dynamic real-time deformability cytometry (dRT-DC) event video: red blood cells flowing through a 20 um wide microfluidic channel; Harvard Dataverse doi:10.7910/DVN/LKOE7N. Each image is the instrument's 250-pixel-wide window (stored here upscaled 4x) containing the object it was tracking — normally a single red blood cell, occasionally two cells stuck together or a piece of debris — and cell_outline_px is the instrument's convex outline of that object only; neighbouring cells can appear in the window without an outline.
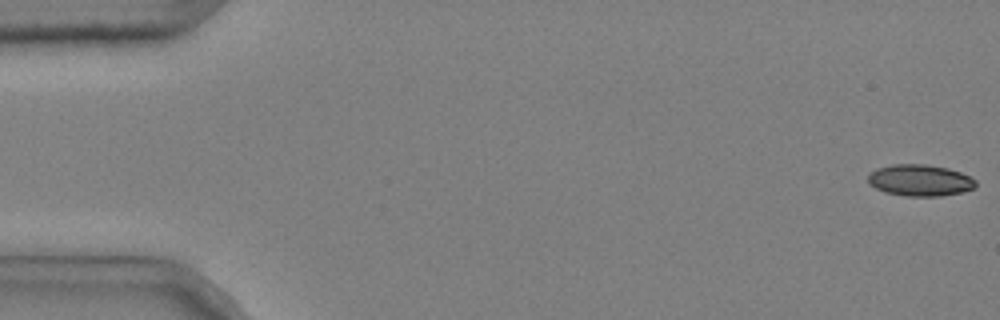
{"species": "common noctule bat (a hibernating species)", "species_latin": "Nyctalus noctula", "temperature_condition": "cold", "stored_images_in_passage": 52, "camera_frame_rate_fps": 3000, "um_per_image_px": 0.085, "animal": {"sex": "male", "body_mass_g": 20.4}, "frame": {"image": 1, "passage_image": 1, "time_ms": 0.0, "image_size_px": [1000, 320], "cell_outline_px": [[976, 184], [972, 188], [960, 192], [940, 196], [904, 196], [884, 192], [868, 184], [868, 176], [876, 168], [892, 164], [924, 164], [948, 168], [960, 172], [976, 180]], "centroid_in_image_um": [78.15, 15.32], "position_along_channel_um": 6.8, "area_um2": 19.71}}
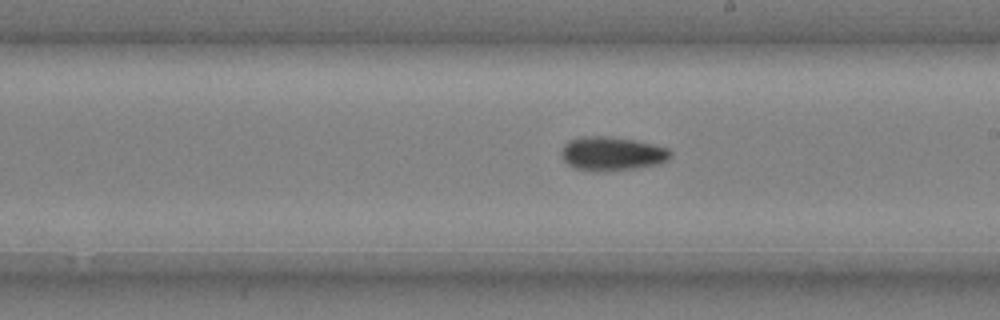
{"frame": {"image": 2, "passage_image": 31, "time_ms": 10.0, "image_size_px": [1000, 320], "cell_outline_px": [[672, 156], [668, 160], [660, 164], [636, 168], [596, 172], [576, 168], [568, 164], [564, 160], [560, 152], [564, 144], [568, 140], [580, 136], [608, 136], [632, 140], [652, 144], [668, 148], [672, 152]], "centroid_in_image_um": [52.01, 13.06], "position_along_channel_um": 237.0, "area_um2": 21.68}}
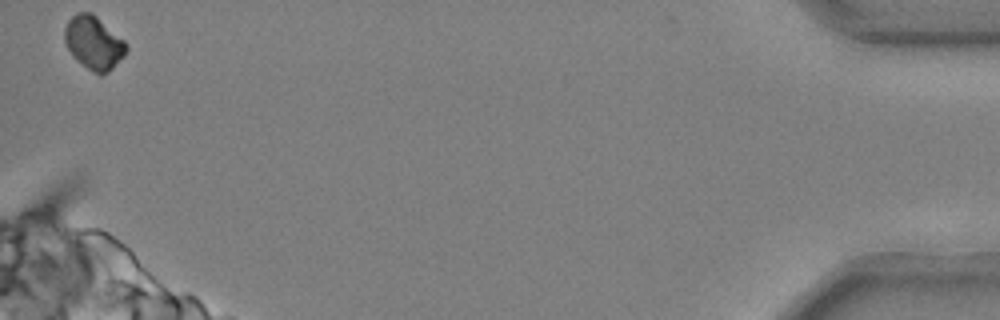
{"frame": {"image": 3, "passage_image": 52, "time_ms": 17.0, "image_size_px": [1000, 320], "cell_outline_px": [[128, 48], [124, 56], [104, 76], [100, 76], [92, 72], [76, 60], [72, 56], [64, 40], [64, 28], [68, 20], [76, 12], [92, 12], [124, 40], [128, 44]], "centroid_in_image_um": [7.97, 3.65], "position_along_channel_um": 427.2, "area_um2": 19.36}, "authors_computed_cell_mechanics": {"area_um2": 20.23, "velocity_mm_per_s": 3.7003, "shape_relaxation_time_tau1_ms": 6.681, "shape_relaxation_time_tau2_ms": null, "deformation_change_tau1": 0.1305, "deformation_change_tau2": null}}